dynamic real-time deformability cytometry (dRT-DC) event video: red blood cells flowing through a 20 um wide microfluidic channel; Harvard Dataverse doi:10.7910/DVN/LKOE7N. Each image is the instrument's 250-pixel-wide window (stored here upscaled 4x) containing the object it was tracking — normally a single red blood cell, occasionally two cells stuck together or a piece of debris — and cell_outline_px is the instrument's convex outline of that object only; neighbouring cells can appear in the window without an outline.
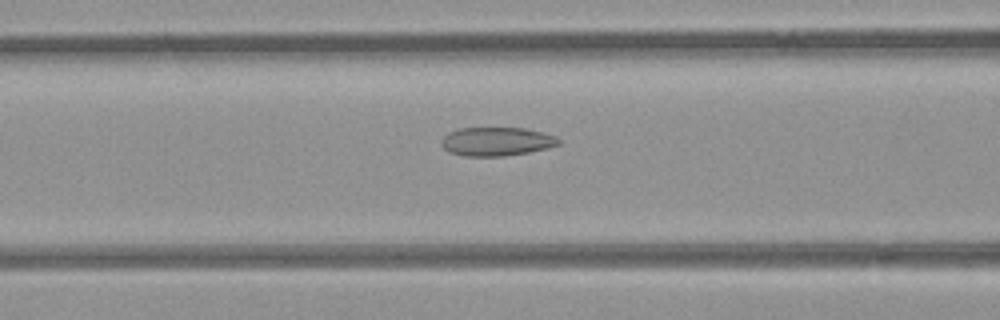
{"species": "common noctule bat (a hibernating species)", "species_latin": "Nyctalus noctula", "temperature_condition": "room temperature", "stored_images_in_passage": 39, "camera_frame_rate_fps": 3000, "um_per_image_px": 0.085, "animal": {"sex": "female", "body_mass_g": 21.9}, "frame": {"image": 1, "passage_image": 8, "time_ms": 2.333, "image_size_px": [1000, 320], "cell_outline_px": [[560, 144], [528, 152], [504, 156], [464, 156], [448, 152], [440, 144], [440, 140], [448, 132], [460, 128], [524, 128], [556, 136], [560, 140]], "centroid_in_image_um": [42.15, 12.03], "position_along_channel_um": 124.5, "area_um2": 19.54}}
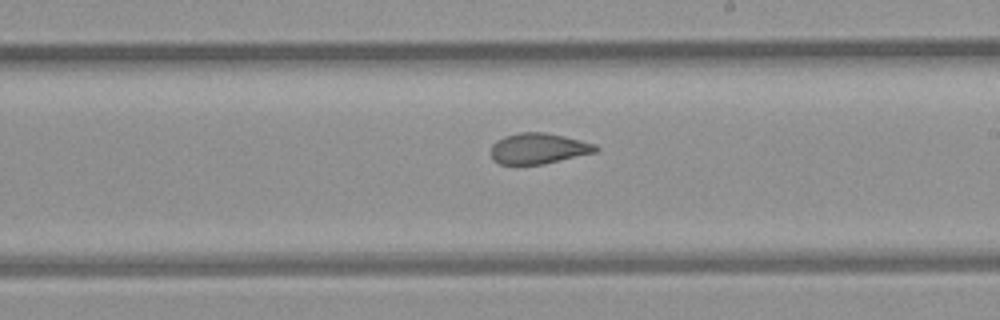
{"frame": {"image": 2, "passage_image": 17, "time_ms": 5.333, "image_size_px": [1000, 320], "cell_outline_px": [[600, 148], [596, 152], [544, 164], [500, 164], [492, 160], [492, 144], [496, 140], [504, 136], [520, 132], [544, 132], [564, 136], [596, 144]], "centroid_in_image_um": [45.77, 12.62], "position_along_channel_um": 243.2, "area_um2": 18.79}}
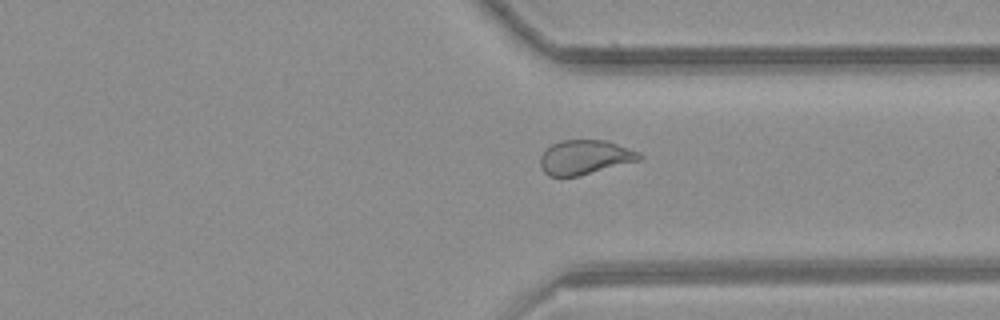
{"frame": {"image": 3, "passage_image": 26, "time_ms": 8.333, "image_size_px": [1000, 320], "cell_outline_px": [[644, 156], [640, 160], [580, 176], [548, 176], [540, 168], [540, 156], [552, 144], [560, 140], [604, 140], [640, 152]], "centroid_in_image_um": [49.71, 13.37], "position_along_channel_um": 361.7, "area_um2": 19.88}, "authors_computed_cell_mechanics": {"area_um2": 19.941, "velocity_mm_per_s": 3.9622, "shape_relaxation_time_tau1_ms": null, "shape_relaxation_time_tau2_ms": 1.5182, "deformation_change_tau1": null, "deformation_change_tau2": 0.0701}}